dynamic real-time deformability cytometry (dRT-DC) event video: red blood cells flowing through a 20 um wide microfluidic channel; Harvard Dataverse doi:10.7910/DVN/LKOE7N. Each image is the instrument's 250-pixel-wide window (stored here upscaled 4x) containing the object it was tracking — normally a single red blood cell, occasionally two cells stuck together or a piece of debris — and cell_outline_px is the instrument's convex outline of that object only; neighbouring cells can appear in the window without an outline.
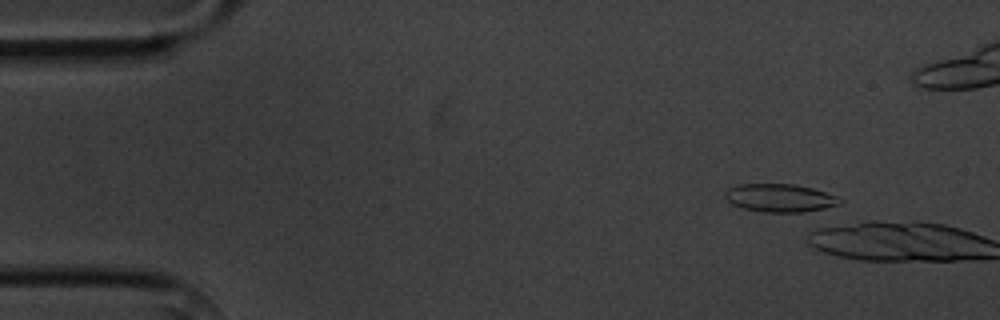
{"species": "common noctule bat (a hibernating species)", "species_latin": "Nyctalus noctula", "temperature_condition": "cold", "stored_images_in_passage": 8, "camera_frame_rate_fps": 3000, "um_per_image_px": 0.085, "animal": {"sex": "male", "body_mass_g": 20.1, "forearm_length_mm": 53.5}, "frame": {"image": 1, "passage_image": 1, "time_ms": 0.0, "image_size_px": [1000, 320], "cell_outline_px": [[844, 200], [840, 204], [816, 212], [764, 212], [744, 208], [732, 204], [724, 196], [724, 192], [728, 188], [740, 184], [792, 184], [812, 188], [840, 196]], "centroid_in_image_um": [66.38, 16.83], "position_along_channel_um": 18.6, "area_um2": 19.13}}